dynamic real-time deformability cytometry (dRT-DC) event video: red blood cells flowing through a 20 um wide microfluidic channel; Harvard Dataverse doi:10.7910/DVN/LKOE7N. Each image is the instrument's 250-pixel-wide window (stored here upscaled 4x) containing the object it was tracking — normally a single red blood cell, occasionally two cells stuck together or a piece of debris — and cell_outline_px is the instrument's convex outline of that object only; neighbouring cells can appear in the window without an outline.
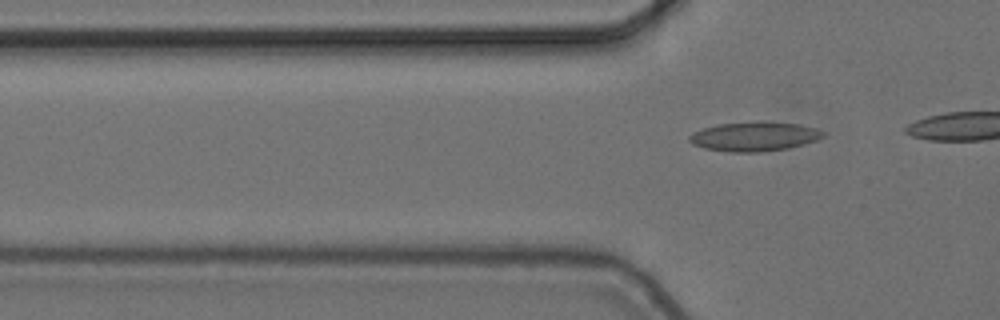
{"species": "common noctule bat (a hibernating species)", "species_latin": "Nyctalus noctula", "temperature_condition": "cold", "stored_images_in_passage": 6, "camera_frame_rate_fps": 3000, "um_per_image_px": 0.085, "animal": {"sex": "female", "body_mass_g": 24.6, "forearm_length_mm": 56.2}, "frame": {"image": 1, "passage_image": 5, "time_ms": 1.333, "image_size_px": [1000, 320], "cell_outline_px": [[824, 136], [816, 140], [804, 144], [788, 148], [760, 152], [728, 152], [704, 148], [692, 144], [688, 140], [688, 136], [692, 132], [716, 124], [756, 120], [768, 120], [800, 124], [820, 128], [824, 132]], "centroid_in_image_um": [64.13, 11.57], "position_along_channel_um": 61.7, "area_um2": 23.52}}
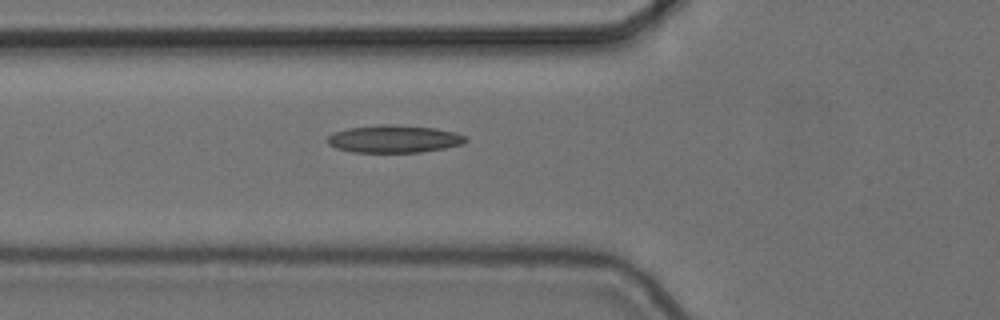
{"frame": {"image": 2, "passage_image": 6, "time_ms": 1.667, "image_size_px": [1000, 320], "cell_outline_px": [[468, 140], [464, 144], [444, 148], [420, 152], [352, 152], [336, 148], [328, 144], [328, 136], [336, 132], [348, 128], [380, 124], [396, 124], [436, 128], [456, 132], [464, 136]], "centroid_in_image_um": [33.52, 11.8], "position_along_channel_um": 92.3, "area_um2": 22.25}}